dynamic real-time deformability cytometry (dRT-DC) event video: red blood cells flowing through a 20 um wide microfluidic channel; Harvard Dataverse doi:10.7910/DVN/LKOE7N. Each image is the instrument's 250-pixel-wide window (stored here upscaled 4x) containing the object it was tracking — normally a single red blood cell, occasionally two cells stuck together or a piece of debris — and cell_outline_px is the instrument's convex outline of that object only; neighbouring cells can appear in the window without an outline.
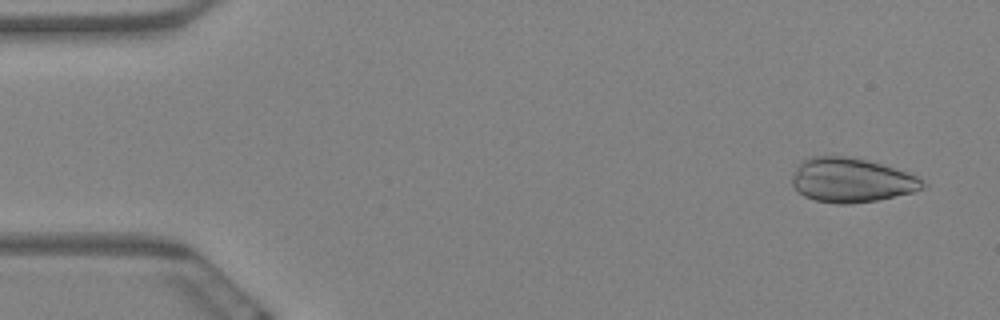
{"species": "Egyptian fruit bat (a non-hibernating species)", "species_latin": "Rousettus aegyptiacus", "temperature_condition": "warm", "stored_images_in_passage": 4, "camera_frame_rate_fps": 3000, "um_per_image_px": 0.085, "animal": {"sex": "female"}, "frame": {"image": 1, "passage_image": 1, "time_ms": 0.0, "image_size_px": [1000, 320], "cell_outline_px": [[928, 184], [924, 188], [912, 192], [876, 200], [848, 204], [836, 204], [816, 200], [804, 196], [792, 184], [792, 176], [796, 164], [800, 160], [808, 156], [844, 156], [868, 160], [908, 172], [916, 176]], "centroid_in_image_um": [72.34, 15.3], "position_along_channel_um": 12.7, "area_um2": 33.87}}